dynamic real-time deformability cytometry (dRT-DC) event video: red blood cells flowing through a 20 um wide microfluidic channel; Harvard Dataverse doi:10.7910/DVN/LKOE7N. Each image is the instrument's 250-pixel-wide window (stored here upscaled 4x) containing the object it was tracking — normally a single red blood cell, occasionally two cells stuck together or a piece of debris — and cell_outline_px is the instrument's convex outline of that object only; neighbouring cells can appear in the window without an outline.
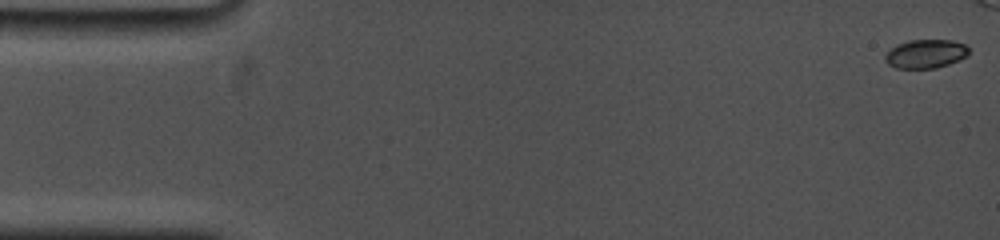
{"species": "common noctule bat (a hibernating species)", "species_latin": "Nyctalus noctula", "temperature_condition": "cold", "stored_images_in_passage": 13, "camera_frame_rate_fps": 5000, "um_per_image_px": 0.085, "animal": {"sex": "female", "body_mass_g": 19.0, "forearm_length_mm": 53.3}, "frame": {"image": 1, "passage_image": 1, "time_ms": 0.0, "image_size_px": [1000, 240], "cell_outline_px": [[968, 56], [960, 60], [936, 68], [896, 68], [888, 64], [884, 60], [884, 56], [892, 48], [908, 40], [952, 40], [964, 44], [968, 48]], "centroid_in_image_um": [78.7, 4.58], "position_along_channel_um": 6.3, "area_um2": 13.93}}
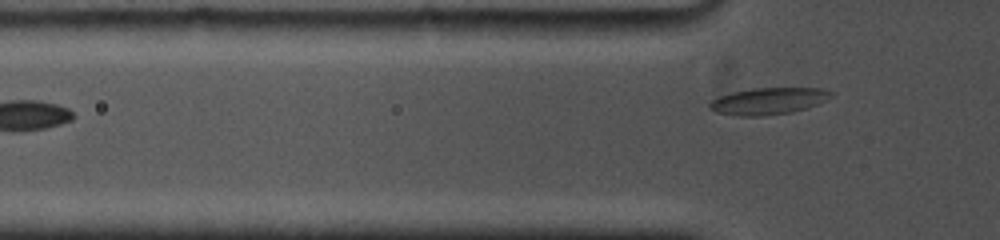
{"frame": {"image": 2, "passage_image": 13, "time_ms": 6.8, "image_size_px": [1000, 240], "cell_outline_px": [[836, 92], [828, 100], [820, 104], [808, 108], [792, 112], [764, 116], [736, 116], [716, 112], [708, 108], [708, 104], [712, 100], [720, 96], [732, 92], [752, 88], [824, 88]], "centroid_in_image_um": [65.37, 8.59], "position_along_channel_um": 60.4, "area_um2": 19.36}}